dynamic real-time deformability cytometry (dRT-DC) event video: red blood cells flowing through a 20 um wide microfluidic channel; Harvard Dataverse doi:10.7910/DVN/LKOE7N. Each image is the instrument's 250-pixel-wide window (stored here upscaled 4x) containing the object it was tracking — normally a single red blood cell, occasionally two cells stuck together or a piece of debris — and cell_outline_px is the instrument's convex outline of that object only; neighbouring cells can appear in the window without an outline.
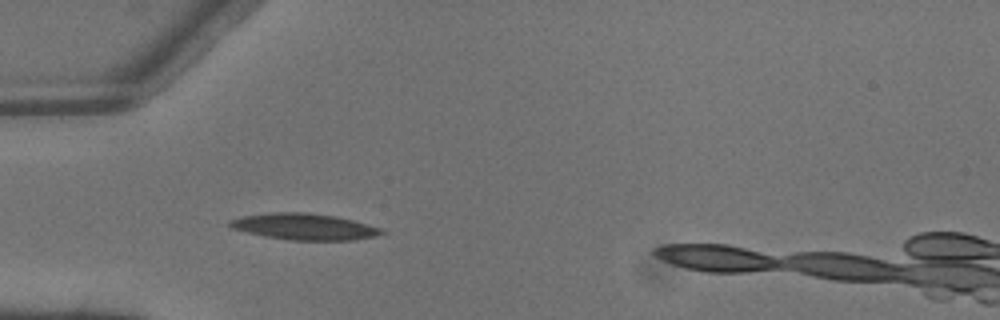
{"species": "common noctule bat (a hibernating species)", "species_latin": "Nyctalus noctula", "temperature_condition": "warm", "stored_images_in_passage": 5, "camera_frame_rate_fps": 3000, "um_per_image_px": 0.085, "animal": {"sex": "male", "body_mass_g": 13.3}, "frame": {"image": 1, "passage_image": 5, "time_ms": 1.333, "image_size_px": [1000, 320], "cell_outline_px": [[388, 232], [376, 236], [352, 240], [288, 240], [264, 236], [232, 228], [228, 224], [228, 220], [240, 216], [268, 212], [308, 212], [336, 216], [368, 224], [380, 228]], "centroid_in_image_um": [25.85, 19.25], "position_along_channel_um": 59.1, "area_um2": 23.47}}